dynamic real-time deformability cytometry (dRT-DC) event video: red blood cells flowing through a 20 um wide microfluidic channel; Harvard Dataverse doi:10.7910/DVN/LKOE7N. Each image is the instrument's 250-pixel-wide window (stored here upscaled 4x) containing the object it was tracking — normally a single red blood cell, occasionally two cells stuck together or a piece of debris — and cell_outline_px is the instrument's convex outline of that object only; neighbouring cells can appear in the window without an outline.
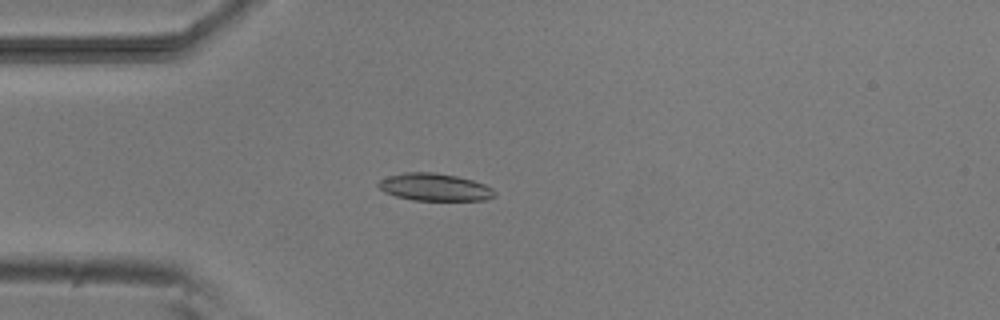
{"species": "common noctule bat (a hibernating species)", "species_latin": "Nyctalus noctula", "temperature_condition": "room temperature", "stored_images_in_passage": 5, "camera_frame_rate_fps": 3000, "um_per_image_px": 0.085, "animal": {"sex": "male", "body_mass_g": 20.5, "forearm_length_mm": 52.5}, "frame": {"image": 1, "passage_image": 4, "time_ms": 3.667, "image_size_px": [1000, 320], "cell_outline_px": [[496, 196], [484, 200], [412, 200], [396, 196], [384, 192], [376, 184], [380, 180], [388, 176], [404, 172], [432, 172], [456, 176], [472, 180], [484, 184], [492, 188], [496, 192]], "centroid_in_image_um": [36.94, 15.91], "position_along_channel_um": 48.1, "area_um2": 18.55}}